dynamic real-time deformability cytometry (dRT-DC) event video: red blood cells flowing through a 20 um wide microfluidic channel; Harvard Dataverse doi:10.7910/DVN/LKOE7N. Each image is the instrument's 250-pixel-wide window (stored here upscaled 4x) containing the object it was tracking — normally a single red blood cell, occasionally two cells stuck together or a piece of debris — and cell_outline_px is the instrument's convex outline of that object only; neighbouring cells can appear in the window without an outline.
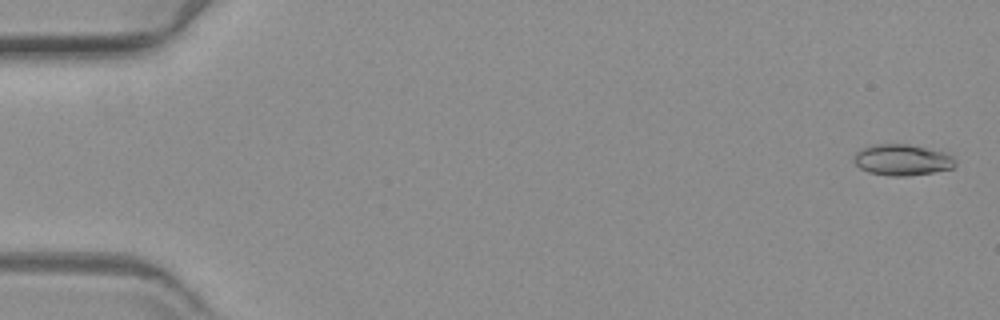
{"species": "common noctule bat (a hibernating species)", "species_latin": "Nyctalus noctula", "temperature_condition": "warm", "stored_images_in_passage": 60, "camera_frame_rate_fps": 3000, "um_per_image_px": 0.085, "animal": {"sex": "female", "body_mass_g": 19.3, "forearm_length_mm": 54.1}, "frame": {"image": 1, "passage_image": 2, "time_ms": 0.333, "image_size_px": [1000, 320], "cell_outline_px": [[956, 164], [952, 168], [932, 172], [904, 176], [888, 176], [868, 172], [860, 168], [856, 164], [856, 152], [864, 148], [876, 144], [908, 144], [944, 152], [952, 156], [956, 160]], "centroid_in_image_um": [76.71, 13.59], "position_along_channel_um": 8.3, "area_um2": 18.09}}
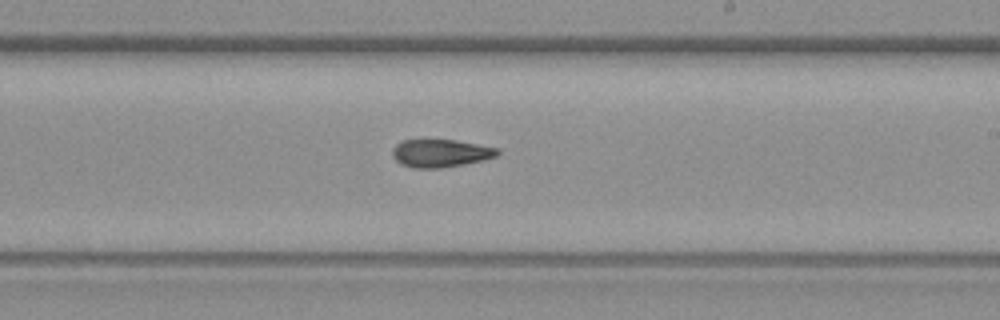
{"frame": {"image": 2, "passage_image": 36, "time_ms": 11.667, "image_size_px": [1000, 320], "cell_outline_px": [[500, 152], [496, 156], [484, 160], [464, 164], [440, 168], [412, 168], [400, 164], [392, 156], [392, 148], [396, 144], [404, 140], [456, 140], [500, 148]], "centroid_in_image_um": [37.45, 13.02], "position_along_channel_um": 251.6, "area_um2": 17.17}}
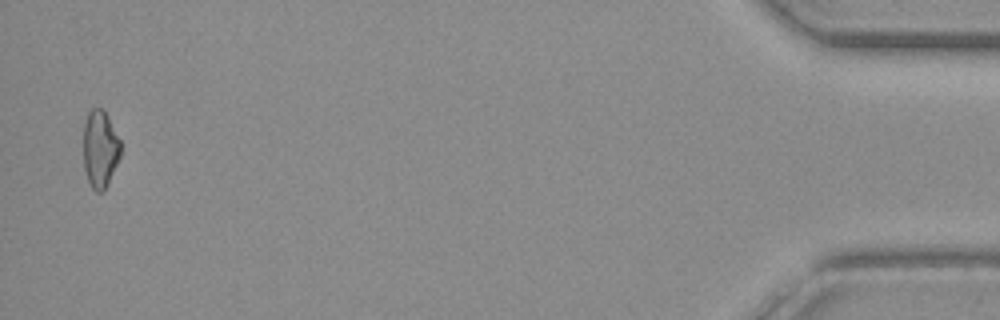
{"frame": {"image": 3, "passage_image": 59, "time_ms": 19.333, "image_size_px": [1000, 320], "cell_outline_px": [[120, 156], [108, 184], [104, 192], [96, 192], [92, 188], [88, 180], [84, 168], [84, 124], [88, 112], [92, 108], [104, 108], [120, 140]], "centroid_in_image_um": [8.51, 12.66], "position_along_channel_um": 426.7, "area_um2": 16.82}}